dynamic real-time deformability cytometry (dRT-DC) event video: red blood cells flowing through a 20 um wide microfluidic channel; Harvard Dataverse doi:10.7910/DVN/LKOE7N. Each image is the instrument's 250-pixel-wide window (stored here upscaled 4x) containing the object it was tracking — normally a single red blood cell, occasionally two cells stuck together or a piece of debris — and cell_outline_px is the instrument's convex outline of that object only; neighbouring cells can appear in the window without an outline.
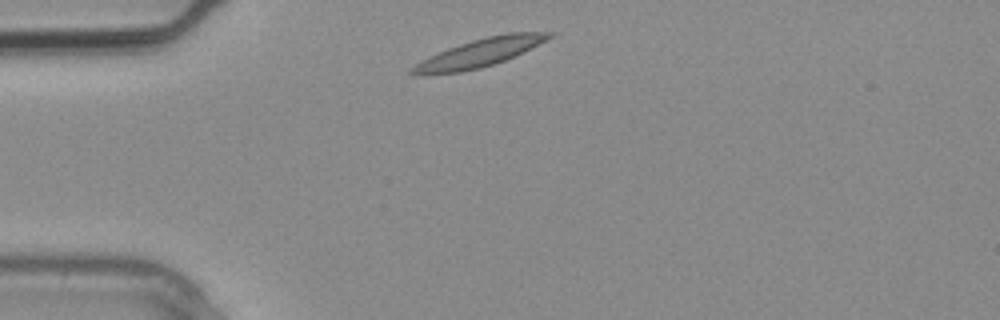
{"species": "common noctule bat (a hibernating species)", "species_latin": "Nyctalus noctula", "temperature_condition": "warm", "stored_images_in_passage": 6, "camera_frame_rate_fps": 3000, "um_per_image_px": 0.085, "animal": {"sex": "male", "body_mass_g": 20.4}, "frame": {"image": 1, "passage_image": 1, "time_ms": 0.0, "image_size_px": [1000, 320], "cell_outline_px": [[556, 32], [552, 36], [524, 52], [504, 60], [480, 68], [460, 72], [424, 76], [408, 72], [408, 68], [428, 56], [448, 48], [472, 40], [488, 36], [508, 32]], "centroid_in_image_um": [40.68, 4.51], "position_along_channel_um": 44.3, "area_um2": 22.48}}
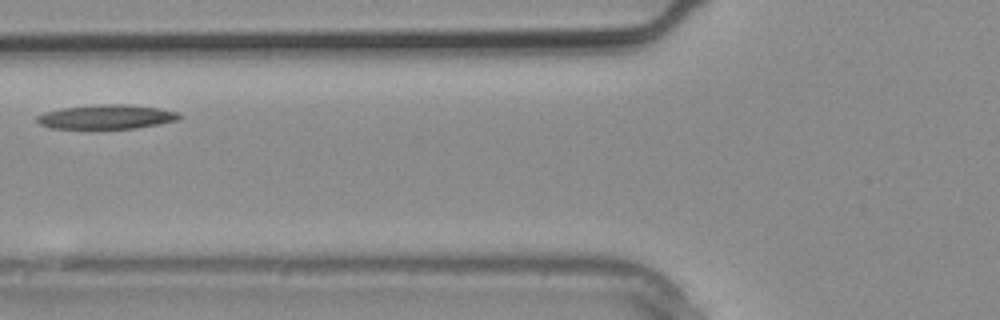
{"frame": {"image": 2, "passage_image": 5, "time_ms": 1.333, "image_size_px": [1000, 320], "cell_outline_px": [[184, 116], [180, 120], [160, 124], [136, 128], [92, 132], [48, 128], [40, 124], [36, 120], [36, 116], [44, 112], [60, 108], [96, 104], [128, 104], [160, 108], [176, 112]], "centroid_in_image_um": [9.0, 9.98], "position_along_channel_um": 116.8, "area_um2": 21.62}}